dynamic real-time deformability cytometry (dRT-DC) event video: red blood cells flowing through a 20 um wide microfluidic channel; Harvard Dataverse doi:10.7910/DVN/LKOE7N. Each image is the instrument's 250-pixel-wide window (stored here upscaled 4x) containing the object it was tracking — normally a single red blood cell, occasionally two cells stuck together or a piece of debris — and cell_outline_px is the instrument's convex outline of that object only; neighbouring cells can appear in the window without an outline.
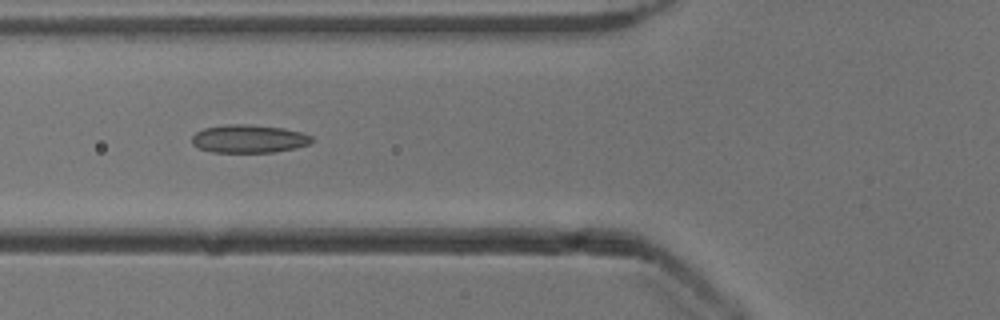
{"species": "common noctule bat (a hibernating species)", "species_latin": "Nyctalus noctula", "temperature_condition": "cold", "stored_images_in_passage": 39, "camera_frame_rate_fps": 3000, "um_per_image_px": 0.085, "animal": {"sex": "male", "body_mass_g": 13.3}, "frame": {"image": 1, "passage_image": 6, "time_ms": 1.667, "image_size_px": [1000, 320], "cell_outline_px": [[312, 140], [308, 144], [296, 148], [272, 152], [212, 152], [200, 148], [192, 144], [192, 136], [196, 132], [204, 128], [228, 124], [244, 124], [284, 128], [300, 132], [312, 136]], "centroid_in_image_um": [21.14, 11.79], "position_along_channel_um": 104.7, "area_um2": 19.48}}
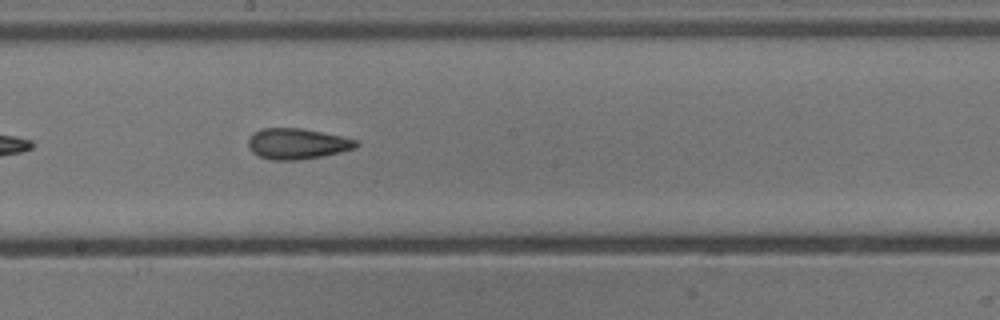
{"frame": {"image": 2, "passage_image": 15, "time_ms": 4.667, "image_size_px": [1000, 320], "cell_outline_px": [[360, 144], [356, 148], [324, 156], [296, 160], [272, 160], [260, 156], [252, 152], [248, 148], [248, 140], [260, 128], [300, 128], [340, 136], [356, 140]], "centroid_in_image_um": [25.26, 12.22], "position_along_channel_um": 222.9, "area_um2": 19.19}}
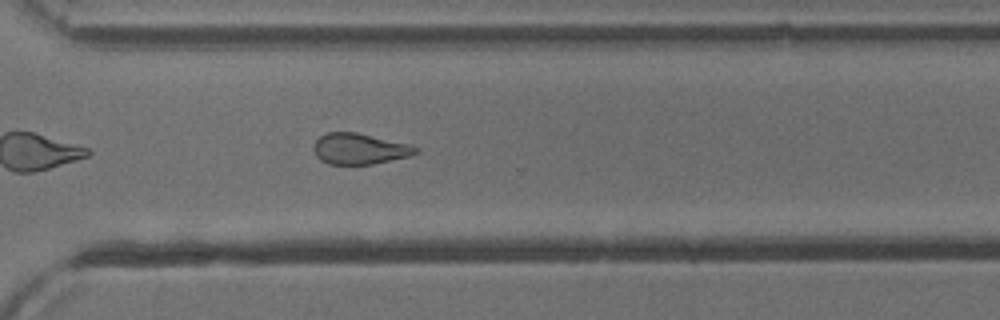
{"frame": {"image": 3, "passage_image": 24, "time_ms": 7.667, "image_size_px": [1000, 320], "cell_outline_px": [[420, 152], [412, 156], [372, 164], [328, 164], [320, 160], [316, 156], [312, 148], [316, 140], [320, 136], [328, 132], [356, 132], [412, 144], [420, 148]], "centroid_in_image_um": [30.61, 12.65], "position_along_channel_um": 340.0, "area_um2": 18.73}, "authors_computed_cell_mechanics": {"area_um2": 19.4208, "velocity_mm_per_s": 3.9248, "shape_relaxation_time_tau1_ms": null, "shape_relaxation_time_tau2_ms": 2.9029, "deformation_change_tau1": null, "deformation_change_tau2": 0.1052}}